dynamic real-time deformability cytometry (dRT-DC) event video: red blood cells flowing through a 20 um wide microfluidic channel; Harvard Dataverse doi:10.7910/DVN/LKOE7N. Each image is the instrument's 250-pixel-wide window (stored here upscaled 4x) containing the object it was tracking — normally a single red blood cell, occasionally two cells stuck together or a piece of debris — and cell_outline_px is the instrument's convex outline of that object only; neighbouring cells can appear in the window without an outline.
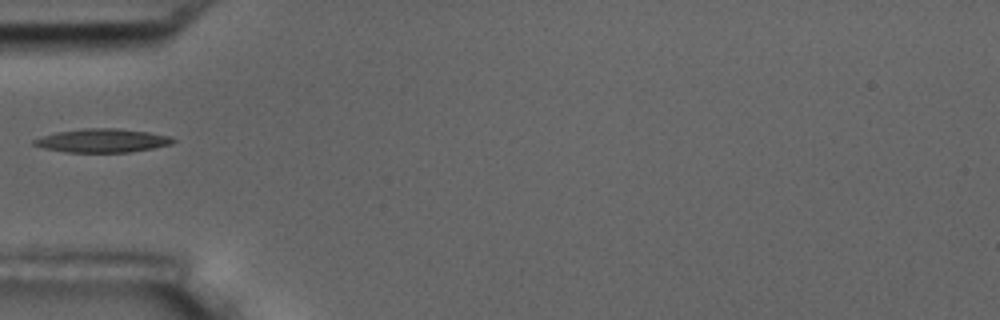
{"species": "common noctule bat (a hibernating species)", "species_latin": "Nyctalus noctula", "temperature_condition": "room temperature", "stored_images_in_passage": 31, "camera_frame_rate_fps": 3000, "um_per_image_px": 0.085, "animal": {"sex": "male", "body_mass_g": 17.5, "forearm_length_mm": 52.3}, "frame": {"image": 1, "passage_image": 1, "time_ms": 0.0, "image_size_px": [1000, 320], "cell_outline_px": [[176, 140], [172, 144], [152, 148], [128, 152], [64, 152], [44, 148], [32, 144], [32, 140], [56, 132], [84, 128], [120, 128], [148, 132], [168, 136]], "centroid_in_image_um": [8.68, 11.94], "position_along_channel_um": 76.3, "area_um2": 19.02}}
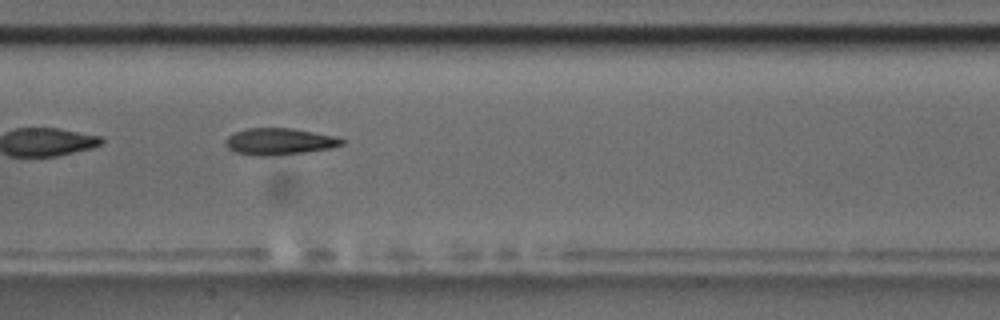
{"frame": {"image": 2, "passage_image": 10, "time_ms": 3.0, "image_size_px": [1000, 320], "cell_outline_px": [[344, 144], [332, 148], [304, 152], [272, 156], [252, 156], [236, 152], [228, 148], [224, 140], [228, 136], [244, 128], [292, 128], [336, 136], [344, 140]], "centroid_in_image_um": [23.74, 12.03], "position_along_channel_um": 183.7, "area_um2": 18.21}}
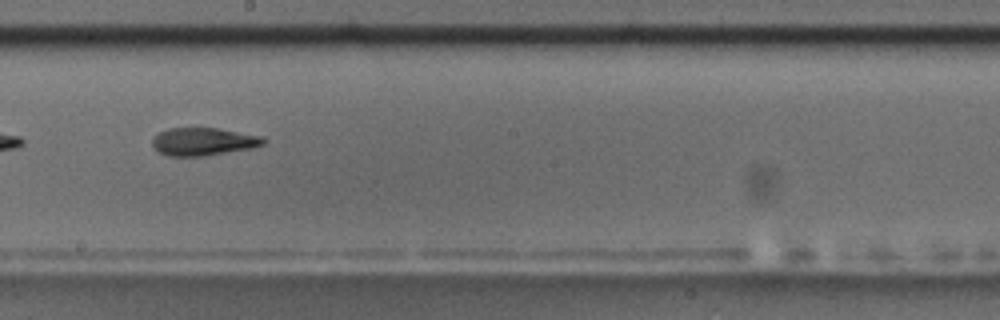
{"frame": {"image": 3, "passage_image": 14, "time_ms": 4.333, "image_size_px": [1000, 320], "cell_outline_px": [[268, 140], [264, 144], [252, 148], [204, 156], [168, 156], [152, 148], [152, 140], [160, 132], [168, 128], [216, 128], [264, 136]], "centroid_in_image_um": [17.31, 12.04], "position_along_channel_um": 230.9, "area_um2": 18.09}}